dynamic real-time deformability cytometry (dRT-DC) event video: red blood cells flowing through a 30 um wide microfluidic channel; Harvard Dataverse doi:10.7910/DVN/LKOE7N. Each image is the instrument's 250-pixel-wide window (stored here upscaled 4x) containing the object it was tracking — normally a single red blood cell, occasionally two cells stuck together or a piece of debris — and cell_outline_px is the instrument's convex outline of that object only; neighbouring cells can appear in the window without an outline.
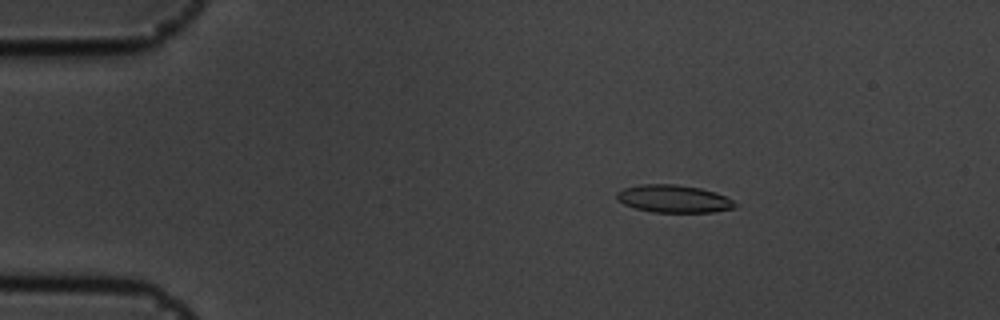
{"species": "common noctule bat (a hibernating species)", "species_latin": "Nyctalus noctula", "temperature_condition": "cold", "stored_images_in_passage": 57, "camera_frame_rate_fps": 3000, "um_per_image_px": 0.085, "animal": {"sex": "male", "body_mass_g": 19.5, "forearm_length_mm": 54.6}, "frame": {"image": 1, "passage_image": 10, "time_ms": 3.0, "image_size_px": [1000, 320], "cell_outline_px": [[736, 208], [712, 212], [652, 212], [636, 208], [624, 204], [616, 200], [616, 192], [624, 188], [640, 184], [676, 184], [700, 188], [716, 192], [732, 200], [736, 204]], "centroid_in_image_um": [57.24, 16.89], "position_along_channel_um": 27.8, "area_um2": 19.07}}
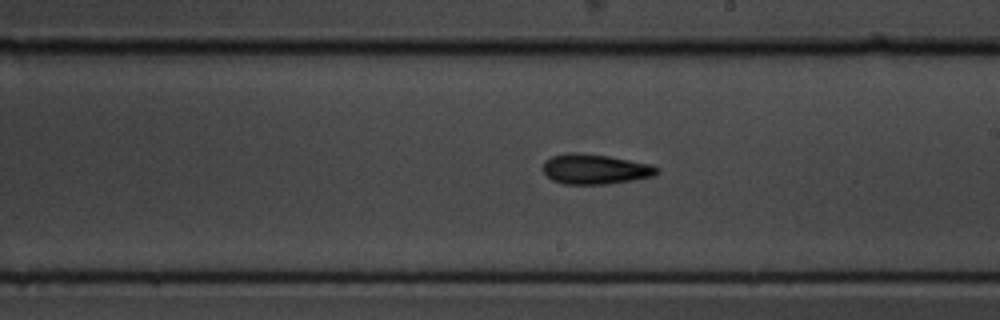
{"frame": {"image": 2, "passage_image": 33, "time_ms": 10.667, "image_size_px": [1000, 320], "cell_outline_px": [[660, 172], [652, 176], [632, 180], [608, 184], [564, 184], [552, 180], [544, 172], [544, 160], [552, 156], [568, 152], [608, 156], [652, 164], [660, 168]], "centroid_in_image_um": [50.6, 14.38], "position_along_channel_um": 238.4, "area_um2": 19.88}}
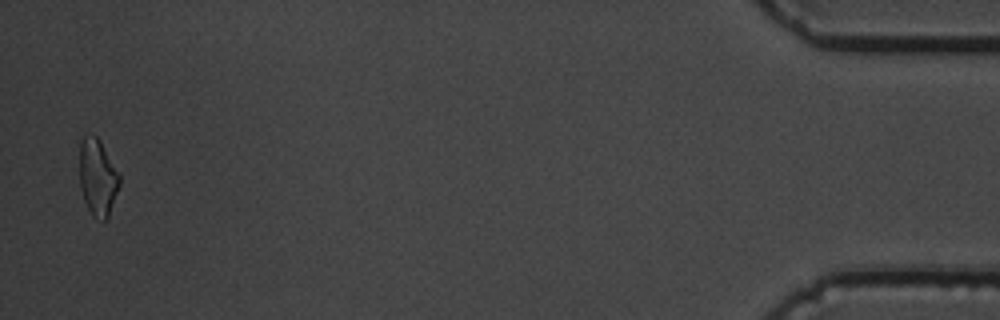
{"frame": {"image": 3, "passage_image": 56, "time_ms": 18.333, "image_size_px": [1000, 320], "cell_outline_px": [[120, 184], [108, 216], [104, 220], [96, 220], [92, 216], [84, 200], [80, 184], [80, 140], [84, 136], [96, 136], [100, 140], [120, 176]], "centroid_in_image_um": [8.29, 15.09], "position_along_channel_um": 426.9, "area_um2": 17.63}, "authors_computed_cell_mechanics": {"area_um2": 18.9006, "velocity_mm_per_s": 3.5681, "shape_relaxation_time_tau1_ms": 4.3015, "shape_relaxation_time_tau2_ms": 2.8864, "deformation_change_tau1": 0.133, "deformation_change_tau2": 0.1078}}